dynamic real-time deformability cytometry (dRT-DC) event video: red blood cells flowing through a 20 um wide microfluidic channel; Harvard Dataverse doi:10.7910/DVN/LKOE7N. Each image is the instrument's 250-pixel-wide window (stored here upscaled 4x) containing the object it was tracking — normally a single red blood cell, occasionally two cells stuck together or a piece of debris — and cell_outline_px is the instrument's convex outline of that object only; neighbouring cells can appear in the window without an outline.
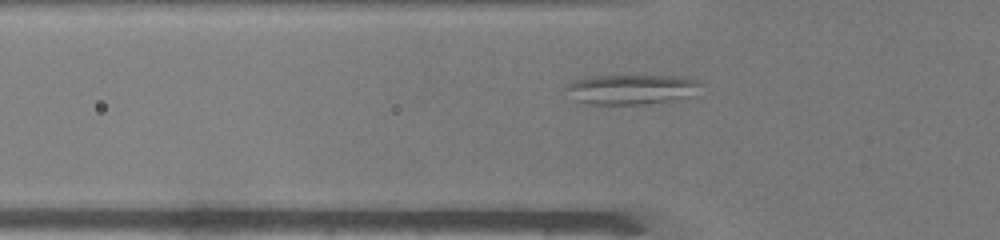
{"species": "common noctule bat (a hibernating species)", "species_latin": "Nyctalus noctula", "temperature_condition": "warm", "stored_images_in_passage": 37, "camera_frame_rate_fps": 3000, "um_per_image_px": 0.085, "animal": {"sex": "male", "body_mass_g": 19.0, "forearm_length_mm": 50.8}, "frame": {"image": 1, "passage_image": 8, "time_ms": 2.333, "image_size_px": [1000, 240], "cell_outline_px": [[704, 84], [692, 96], [672, 100], [648, 104], [584, 104], [572, 100], [564, 88], [564, 84], [572, 80], [592, 76], [684, 76], [700, 80]], "centroid_in_image_um": [53.64, 7.59], "position_along_channel_um": 72.2, "area_um2": 24.1}}
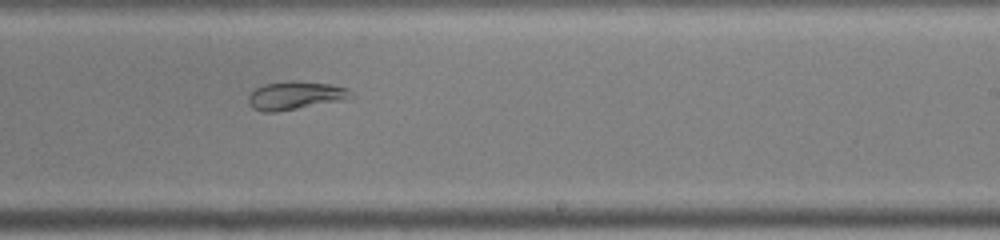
{"frame": {"image": 2, "passage_image": 22, "time_ms": 7.0, "image_size_px": [1000, 240], "cell_outline_px": [[356, 96], [340, 100], [276, 112], [264, 112], [252, 108], [248, 104], [248, 96], [256, 88], [264, 84], [332, 84], [348, 88]], "centroid_in_image_um": [25.09, 8.17], "position_along_channel_um": 263.9, "area_um2": 15.84}}
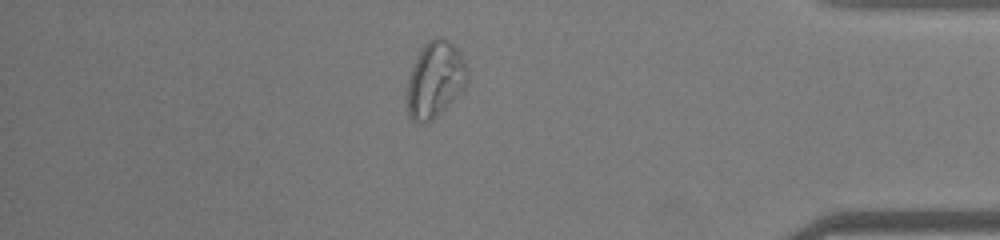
{"frame": {"image": 3, "passage_image": 34, "time_ms": 11.0, "image_size_px": [1000, 240], "cell_outline_px": [[468, 80], [464, 88], [428, 124], [412, 120], [408, 116], [408, 76], [416, 56], [424, 44], [428, 40], [436, 36], [444, 36], [456, 48], [464, 60], [468, 68]], "centroid_in_image_um": [36.98, 6.73], "position_along_channel_um": 398.2, "area_um2": 26.7}}